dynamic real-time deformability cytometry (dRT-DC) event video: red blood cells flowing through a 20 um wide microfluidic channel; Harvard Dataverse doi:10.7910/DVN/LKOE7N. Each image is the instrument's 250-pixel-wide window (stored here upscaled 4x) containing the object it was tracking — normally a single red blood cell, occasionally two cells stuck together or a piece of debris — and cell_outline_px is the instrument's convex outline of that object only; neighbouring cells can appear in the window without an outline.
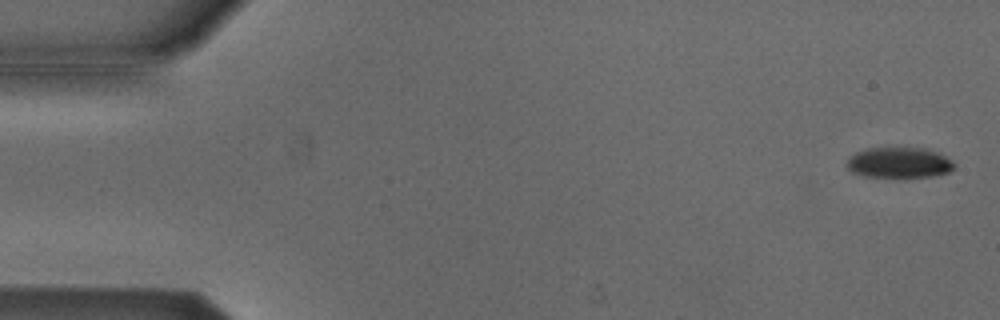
{"species": "Egyptian fruit bat (a non-hibernating species)", "species_latin": "Rousettus aegyptiacus", "temperature_condition": "cold", "stored_images_in_passage": 54, "camera_frame_rate_fps": 3000, "um_per_image_px": 0.085, "animal": {"sex": "male"}, "frame": {"image": 1, "passage_image": 2, "time_ms": 0.333, "image_size_px": [1000, 320], "cell_outline_px": [[956, 164], [948, 172], [932, 176], [864, 176], [852, 172], [848, 168], [848, 160], [856, 152], [868, 148], [924, 148], [936, 152], [952, 160]], "centroid_in_image_um": [76.44, 13.81], "position_along_channel_um": 8.6, "area_um2": 18.67}}
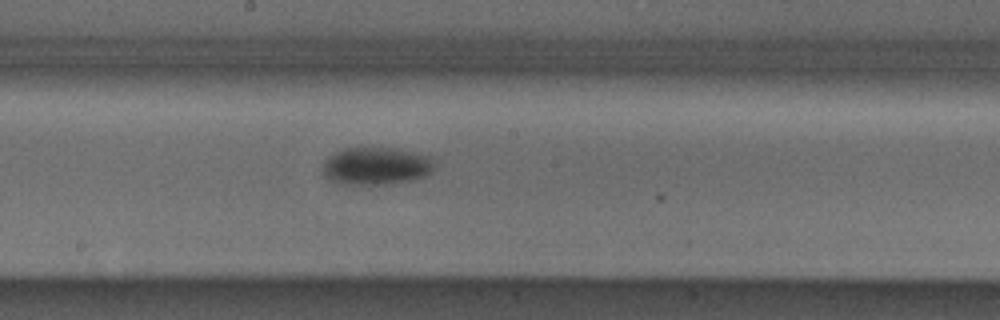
{"frame": {"image": 2, "passage_image": 29, "time_ms": 9.333, "image_size_px": [1000, 320], "cell_outline_px": [[436, 168], [428, 176], [412, 180], [384, 184], [344, 184], [332, 180], [324, 172], [324, 164], [328, 156], [344, 148], [396, 148], [432, 156], [436, 160]], "centroid_in_image_um": [32.1, 14.1], "position_along_channel_um": 216.1, "area_um2": 24.57}}
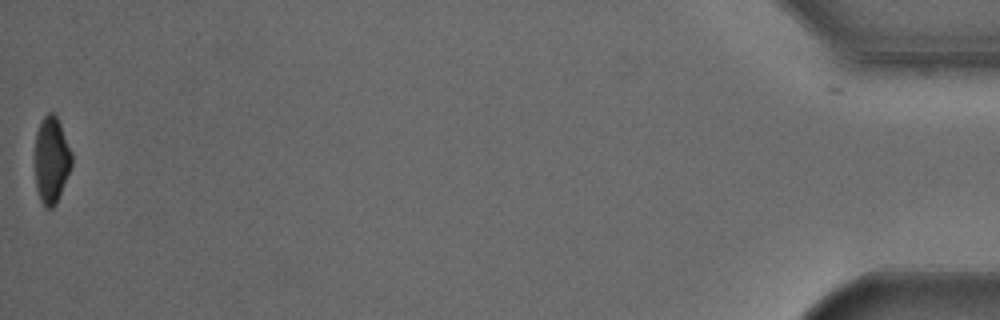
{"frame": {"image": 3, "passage_image": 54, "time_ms": 17.667, "image_size_px": [1000, 320], "cell_outline_px": [[72, 164], [56, 204], [52, 208], [44, 208], [40, 200], [36, 188], [36, 132], [44, 116], [48, 112], [52, 112], [56, 116], [60, 124], [72, 152]], "centroid_in_image_um": [4.38, 13.62], "position_along_channel_um": 430.8, "area_um2": 18.32}, "authors_computed_cell_mechanics": {"area_um2": 22.253, "velocity_mm_per_s": 3.8232, "shape_relaxation_time_tau1_ms": 2.3096, "shape_relaxation_time_tau2_ms": null, "deformation_change_tau1": 0.1055, "deformation_change_tau2": null}}